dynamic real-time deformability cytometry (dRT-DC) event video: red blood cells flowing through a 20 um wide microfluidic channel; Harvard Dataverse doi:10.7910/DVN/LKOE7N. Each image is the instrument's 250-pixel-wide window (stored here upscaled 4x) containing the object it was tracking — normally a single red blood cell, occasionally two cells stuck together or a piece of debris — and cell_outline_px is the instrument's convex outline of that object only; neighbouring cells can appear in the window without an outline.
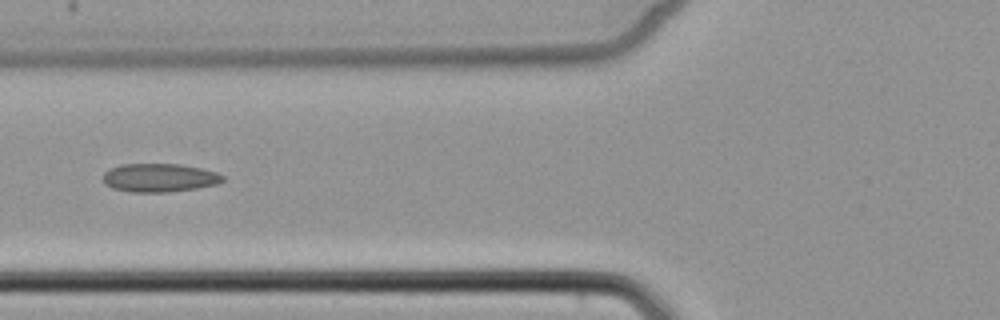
{"species": "common noctule bat (a hibernating species)", "species_latin": "Nyctalus noctula", "temperature_condition": "cold", "stored_images_in_passage": 5, "camera_frame_rate_fps": 3000, "um_per_image_px": 0.085, "animal": {"sex": "female", "body_mass_g": 22.7, "forearm_length_mm": 54.2}, "frame": {"image": 1, "passage_image": 4, "time_ms": 5.0, "image_size_px": [1000, 320], "cell_outline_px": [[224, 180], [216, 184], [196, 188], [168, 192], [132, 192], [112, 188], [104, 184], [104, 172], [108, 168], [120, 164], [180, 164], [200, 168], [216, 172], [224, 176]], "centroid_in_image_um": [13.52, 15.1], "position_along_channel_um": 112.3, "area_um2": 19.88}}
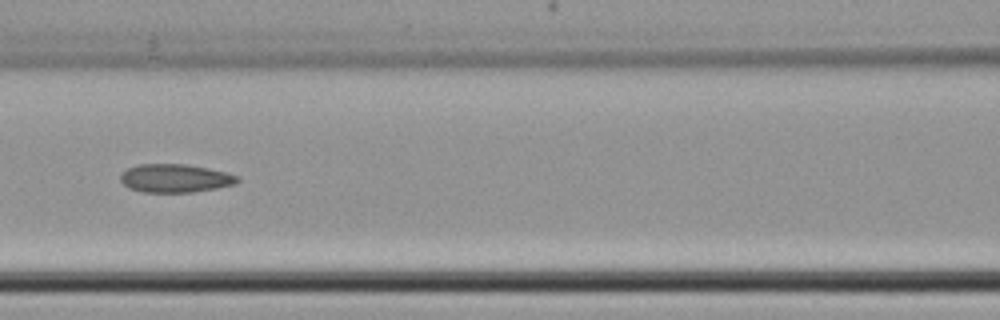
{"frame": {"image": 2, "passage_image": 5, "time_ms": 6.0, "image_size_px": [1000, 320], "cell_outline_px": [[240, 180], [236, 184], [216, 188], [192, 192], [144, 192], [128, 188], [120, 180], [120, 176], [128, 168], [140, 164], [184, 164], [208, 168], [228, 172], [240, 176]], "centroid_in_image_um": [14.93, 15.15], "position_along_channel_um": 151.7, "area_um2": 19.36}}